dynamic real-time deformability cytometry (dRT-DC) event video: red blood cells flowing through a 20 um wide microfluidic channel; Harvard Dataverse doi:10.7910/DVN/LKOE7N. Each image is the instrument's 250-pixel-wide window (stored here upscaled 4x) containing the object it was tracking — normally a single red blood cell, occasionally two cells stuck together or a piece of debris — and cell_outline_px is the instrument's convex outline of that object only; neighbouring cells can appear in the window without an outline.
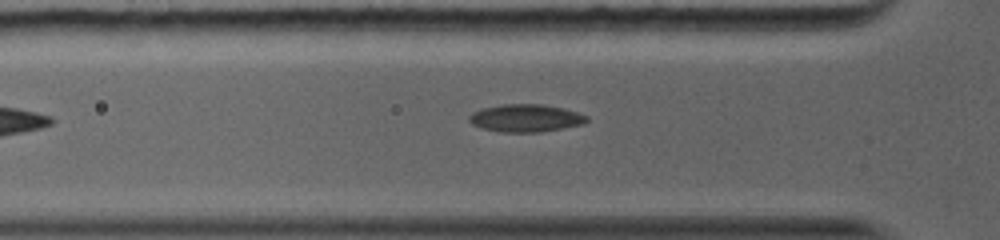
{"species": "common noctule bat (a hibernating species)", "species_latin": "Nyctalus noctula", "temperature_condition": "warm", "stored_images_in_passage": 8, "camera_frame_rate_fps": 5000, "um_per_image_px": 0.085, "animal": {"sex": "female", "body_mass_g": 19.0, "forearm_length_mm": 56.7}, "frame": {"image": 1, "passage_image": 2, "time_ms": 0.4, "image_size_px": [1000, 240], "cell_outline_px": [[588, 120], [584, 124], [540, 132], [500, 132], [484, 128], [472, 124], [468, 120], [468, 116], [472, 112], [480, 108], [500, 104], [540, 104], [564, 108], [588, 116]], "centroid_in_image_um": [44.66, 10.03], "position_along_channel_um": 81.1, "area_um2": 19.02}}
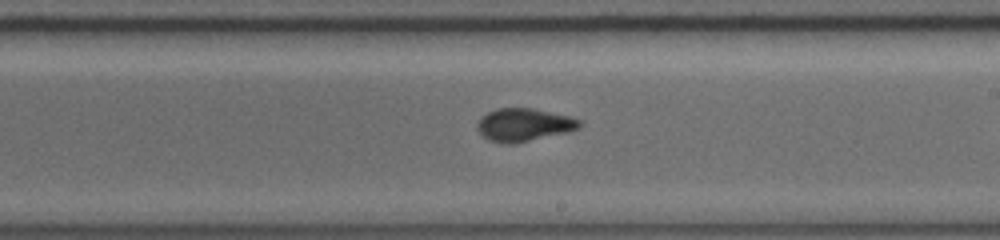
{"frame": {"image": 2, "passage_image": 7, "time_ms": 3.2, "image_size_px": [1000, 240], "cell_outline_px": [[580, 128], [568, 132], [516, 144], [504, 144], [488, 140], [476, 128], [476, 124], [480, 116], [496, 108], [532, 108], [568, 116], [580, 120]], "centroid_in_image_um": [44.49, 10.62], "position_along_channel_um": 244.5, "area_um2": 19.77}}